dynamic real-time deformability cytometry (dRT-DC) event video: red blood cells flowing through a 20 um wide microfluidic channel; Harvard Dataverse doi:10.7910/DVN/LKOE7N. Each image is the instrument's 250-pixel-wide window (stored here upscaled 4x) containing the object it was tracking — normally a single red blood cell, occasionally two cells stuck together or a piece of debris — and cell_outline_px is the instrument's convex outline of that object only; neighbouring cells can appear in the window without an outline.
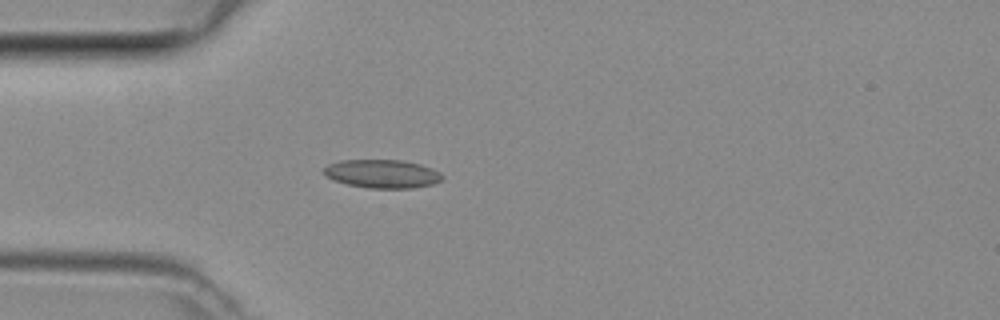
{"species": "common noctule bat (a hibernating species)", "species_latin": "Nyctalus noctula", "temperature_condition": "room temperature", "stored_images_in_passage": 36, "camera_frame_rate_fps": 3000, "um_per_image_px": 0.085, "animal": {"sex": "female", "body_mass_g": 29.2, "forearm_length_mm": 56.3}, "frame": {"image": 1, "passage_image": 2, "time_ms": 0.333, "image_size_px": [1000, 320], "cell_outline_px": [[444, 176], [440, 180], [432, 184], [412, 188], [368, 188], [348, 184], [324, 176], [324, 168], [328, 164], [340, 160], [400, 160], [420, 164], [432, 168], [440, 172]], "centroid_in_image_um": [32.49, 14.77], "position_along_channel_um": 52.5, "area_um2": 19.54}}
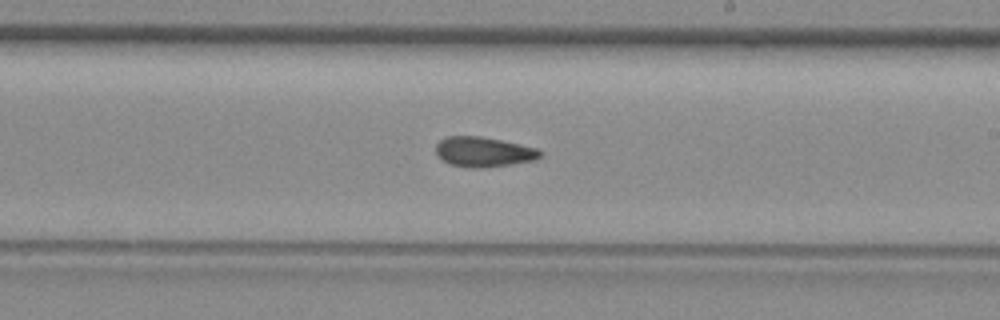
{"frame": {"image": 2, "passage_image": 16, "time_ms": 5.0, "image_size_px": [1000, 320], "cell_outline_px": [[540, 156], [536, 160], [512, 164], [484, 168], [468, 168], [448, 164], [436, 156], [436, 144], [440, 140], [448, 136], [480, 136], [520, 144], [536, 148], [540, 152]], "centroid_in_image_um": [41.05, 12.92], "position_along_channel_um": 247.9, "area_um2": 18.32}}
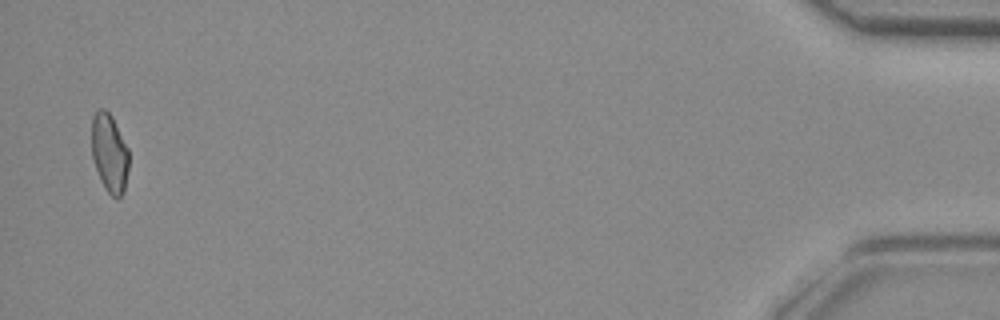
{"frame": {"image": 3, "passage_image": 35, "time_ms": 11.333, "image_size_px": [1000, 320], "cell_outline_px": [[128, 168], [124, 192], [116, 200], [104, 188], [100, 180], [92, 156], [92, 116], [100, 108], [104, 108], [112, 116], [128, 148]], "centroid_in_image_um": [9.3, 13.02], "position_along_channel_um": 425.9, "area_um2": 17.05}}